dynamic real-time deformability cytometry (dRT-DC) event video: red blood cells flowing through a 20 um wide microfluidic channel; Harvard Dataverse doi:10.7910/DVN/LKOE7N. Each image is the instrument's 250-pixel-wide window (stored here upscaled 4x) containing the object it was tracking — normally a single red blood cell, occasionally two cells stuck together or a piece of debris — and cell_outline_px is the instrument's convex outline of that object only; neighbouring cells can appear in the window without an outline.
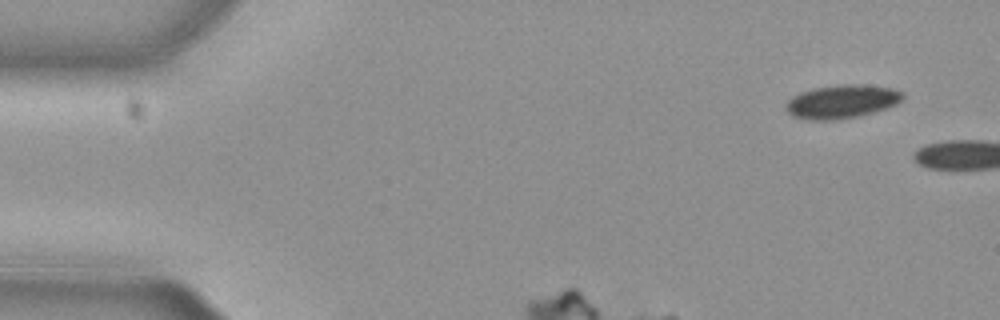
{"species": "common noctule bat (a hibernating species)", "species_latin": "Nyctalus noctula", "temperature_condition": "cold", "stored_images_in_passage": 5, "camera_frame_rate_fps": 3000, "um_per_image_px": 0.085, "animal": {"sex": "female", "body_mass_g": 29.2, "forearm_length_mm": 56.3}, "frame": {"image": 1, "passage_image": 1, "time_ms": 0.0, "image_size_px": [1000, 320], "cell_outline_px": [[904, 96], [896, 104], [872, 112], [856, 116], [836, 120], [808, 120], [792, 116], [784, 108], [784, 104], [792, 96], [800, 92], [812, 88], [840, 84], [864, 84], [892, 88], [904, 92]], "centroid_in_image_um": [71.5, 8.62], "position_along_channel_um": 13.5, "area_um2": 22.95}}